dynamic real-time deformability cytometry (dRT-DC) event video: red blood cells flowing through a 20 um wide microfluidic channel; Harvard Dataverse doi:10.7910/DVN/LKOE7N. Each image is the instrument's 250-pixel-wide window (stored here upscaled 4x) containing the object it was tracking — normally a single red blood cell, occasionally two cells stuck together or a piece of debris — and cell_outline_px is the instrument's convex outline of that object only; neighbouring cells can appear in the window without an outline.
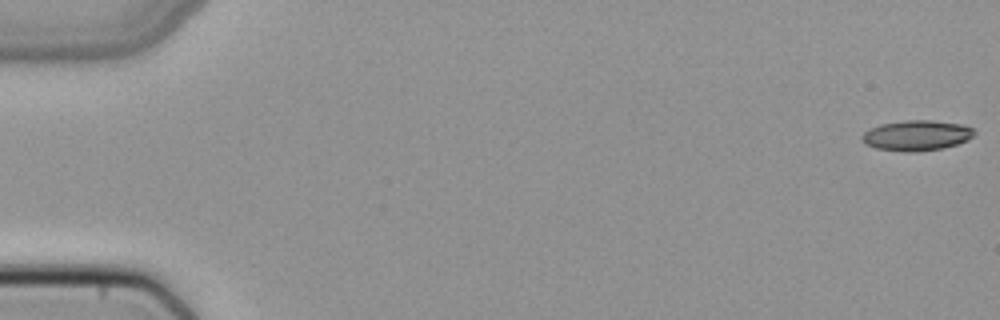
{"species": "common noctule bat (a hibernating species)", "species_latin": "Nyctalus noctula", "temperature_condition": "cold", "stored_images_in_passage": 51, "camera_frame_rate_fps": 3000, "um_per_image_px": 0.085, "animal": {"sex": "female", "body_mass_g": 22.7, "forearm_length_mm": 54.2}, "frame": {"image": 1, "passage_image": 1, "time_ms": 0.0, "image_size_px": [1000, 320], "cell_outline_px": [[976, 132], [968, 140], [944, 148], [916, 152], [908, 152], [876, 148], [864, 144], [860, 136], [868, 128], [880, 124], [904, 120], [932, 120], [964, 124], [972, 128]], "centroid_in_image_um": [77.9, 11.5], "position_along_channel_um": 7.1, "area_um2": 20.11}}
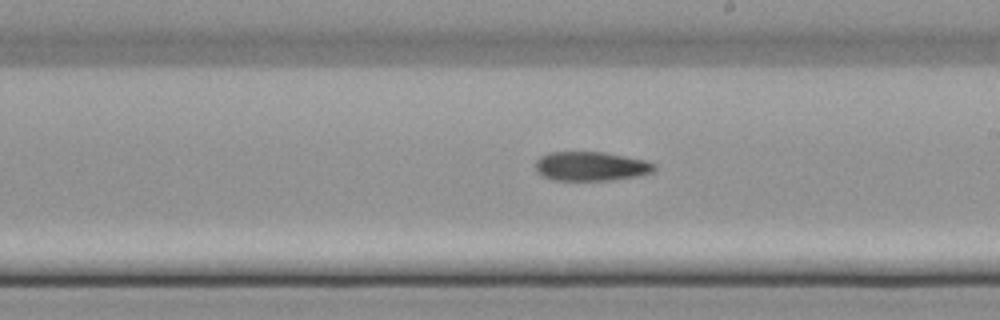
{"frame": {"image": 2, "passage_image": 30, "time_ms": 9.667, "image_size_px": [1000, 320], "cell_outline_px": [[656, 168], [652, 172], [640, 176], [612, 180], [552, 180], [540, 176], [536, 172], [536, 160], [540, 156], [552, 152], [604, 152], [648, 160], [656, 164]], "centroid_in_image_um": [50.25, 14.14], "position_along_channel_um": 238.7, "area_um2": 20.52}}
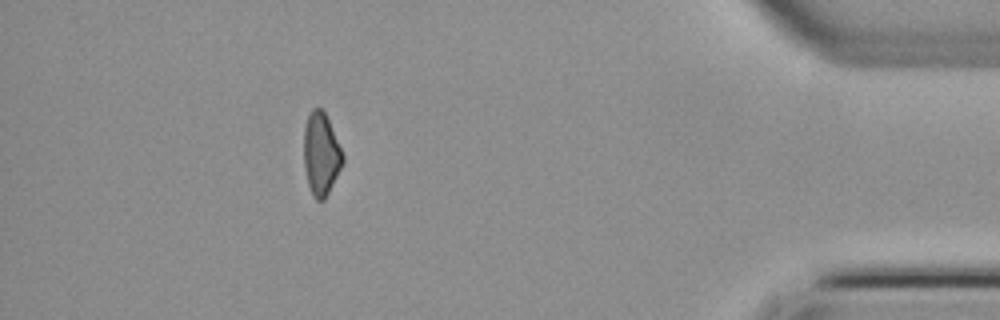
{"frame": {"image": 3, "passage_image": 46, "time_ms": 15.0, "image_size_px": [1000, 320], "cell_outline_px": [[344, 164], [324, 200], [316, 200], [312, 196], [308, 184], [304, 168], [304, 128], [308, 116], [312, 108], [320, 108], [324, 112], [328, 120], [344, 156]], "centroid_in_image_um": [27.29, 13.13], "position_along_channel_um": 407.9, "area_um2": 18.67}}